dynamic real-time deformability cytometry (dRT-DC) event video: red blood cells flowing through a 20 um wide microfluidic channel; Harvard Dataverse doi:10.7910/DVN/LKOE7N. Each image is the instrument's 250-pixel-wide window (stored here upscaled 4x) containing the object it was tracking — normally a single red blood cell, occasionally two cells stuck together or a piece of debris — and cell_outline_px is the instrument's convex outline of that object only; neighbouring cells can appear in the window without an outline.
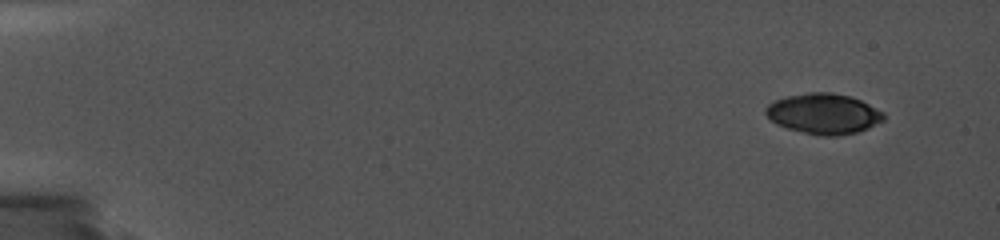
{"species": "common noctule bat (a hibernating species)", "species_latin": "Nyctalus noctula", "temperature_condition": "cold", "stored_images_in_passage": 7, "camera_frame_rate_fps": 5000, "um_per_image_px": 0.085, "animal": {"sex": "female", "body_mass_g": 19.0, "forearm_length_mm": 56.7}, "frame": {"image": 1, "passage_image": 1, "time_ms": 0.0, "image_size_px": [1000, 240], "cell_outline_px": [[884, 120], [868, 128], [856, 132], [836, 136], [820, 136], [788, 128], [776, 124], [764, 112], [764, 108], [768, 104], [776, 100], [788, 96], [808, 92], [832, 92], [848, 96], [860, 100], [884, 112]], "centroid_in_image_um": [70.0, 9.66], "position_along_channel_um": 15.0, "area_um2": 27.63}}
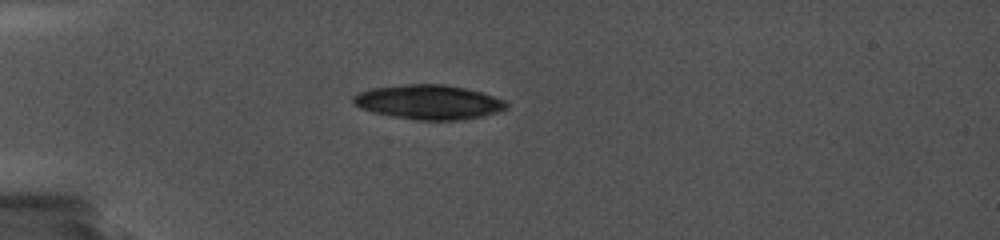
{"frame": {"image": 2, "passage_image": 6, "time_ms": 4.2, "image_size_px": [1000, 240], "cell_outline_px": [[508, 108], [484, 116], [464, 120], [416, 120], [392, 116], [372, 112], [360, 108], [352, 104], [352, 96], [360, 92], [372, 88], [408, 84], [444, 84], [464, 88], [480, 92], [504, 100], [508, 104]], "centroid_in_image_um": [36.42, 8.69], "position_along_channel_um": 48.6, "area_um2": 30.81}}